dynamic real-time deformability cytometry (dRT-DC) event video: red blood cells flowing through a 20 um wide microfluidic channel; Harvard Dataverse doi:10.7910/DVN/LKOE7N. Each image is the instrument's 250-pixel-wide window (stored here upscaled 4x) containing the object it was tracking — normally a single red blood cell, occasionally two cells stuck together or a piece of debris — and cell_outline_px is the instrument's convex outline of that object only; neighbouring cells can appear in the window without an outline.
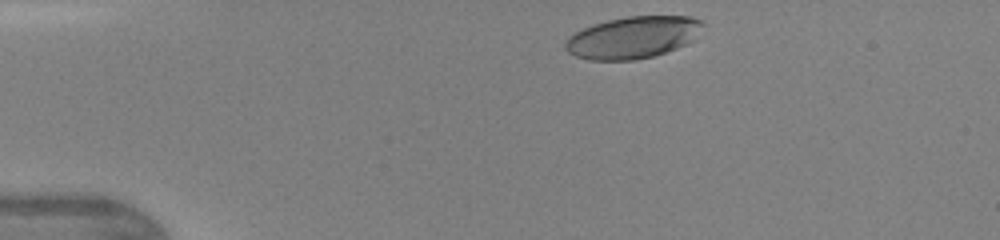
{"species": "human", "species_latin": "Homo sapiens", "temperature_condition": "warm", "stored_images_in_passage": 11, "camera_frame_rate_fps": 3000, "um_per_image_px": 0.085, "donor": {"sex": "female"}, "frame": {"image": 1, "passage_image": 2, "time_ms": 0.333, "image_size_px": [1000, 240], "cell_outline_px": [[704, 24], [696, 40], [688, 44], [652, 56], [632, 60], [588, 60], [576, 56], [568, 52], [564, 48], [564, 44], [576, 32], [584, 28], [608, 20], [628, 16], [692, 16], [700, 20]], "centroid_in_image_um": [53.85, 3.18], "position_along_channel_um": 31.1, "area_um2": 33.47}}
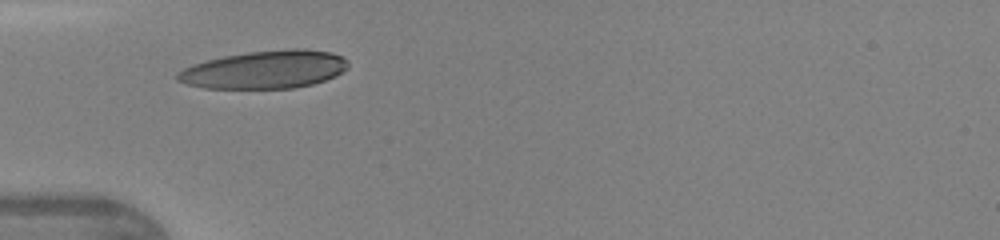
{"frame": {"image": 2, "passage_image": 8, "time_ms": 2.333, "image_size_px": [1000, 240], "cell_outline_px": [[348, 68], [336, 76], [312, 84], [292, 88], [204, 88], [188, 84], [176, 80], [176, 72], [192, 64], [224, 56], [248, 52], [292, 48], [304, 48], [332, 52], [344, 56], [348, 60]], "centroid_in_image_um": [22.54, 5.9], "position_along_channel_um": 62.5, "area_um2": 37.92}}